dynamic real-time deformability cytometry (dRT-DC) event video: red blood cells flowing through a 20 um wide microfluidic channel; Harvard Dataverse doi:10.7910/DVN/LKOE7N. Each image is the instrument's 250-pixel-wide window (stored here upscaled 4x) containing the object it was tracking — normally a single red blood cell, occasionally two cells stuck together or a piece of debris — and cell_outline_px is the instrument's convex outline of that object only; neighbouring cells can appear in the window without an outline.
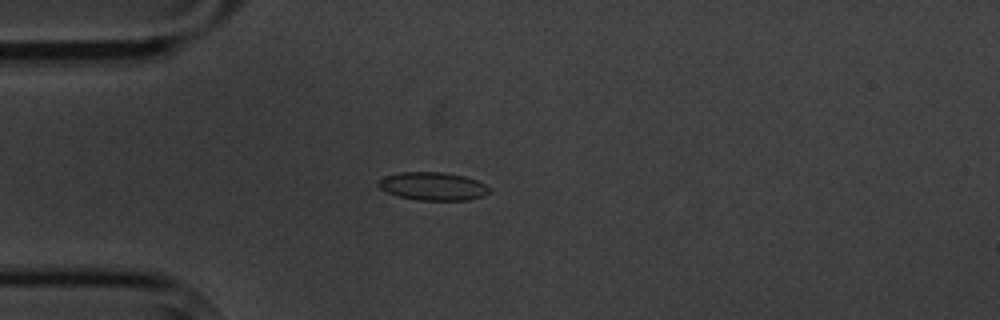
{"species": "common noctule bat (a hibernating species)", "species_latin": "Nyctalus noctula", "temperature_condition": "cold", "stored_images_in_passage": 5, "camera_frame_rate_fps": 3000, "um_per_image_px": 0.085, "animal": {"sex": "male", "body_mass_g": 20.1, "forearm_length_mm": 53.5}, "frame": {"image": 1, "passage_image": 4, "time_ms": 3.333, "image_size_px": [1000, 320], "cell_outline_px": [[492, 188], [484, 196], [468, 200], [416, 200], [396, 196], [380, 188], [376, 184], [376, 180], [384, 176], [400, 172], [444, 172], [464, 176], [476, 180]], "centroid_in_image_um": [36.76, 15.83], "position_along_channel_um": 48.2, "area_um2": 18.38}}